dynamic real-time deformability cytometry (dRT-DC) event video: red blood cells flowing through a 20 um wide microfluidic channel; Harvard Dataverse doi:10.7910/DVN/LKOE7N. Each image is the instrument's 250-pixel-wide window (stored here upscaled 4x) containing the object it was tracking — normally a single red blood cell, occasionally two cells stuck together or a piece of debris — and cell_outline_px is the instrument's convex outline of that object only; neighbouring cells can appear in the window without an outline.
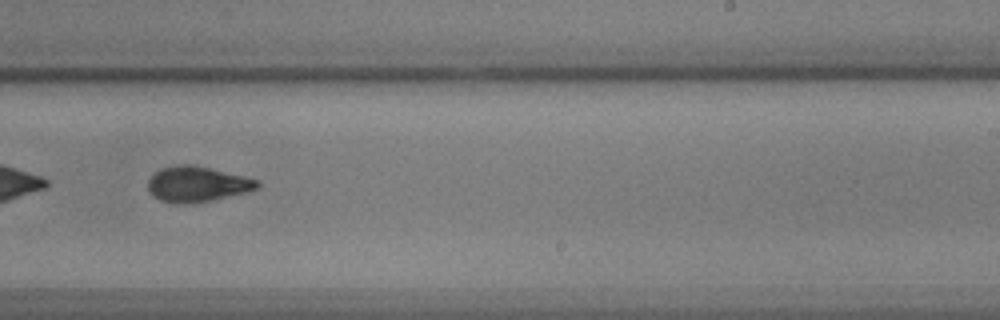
{"species": "common noctule bat (a hibernating species)", "species_latin": "Nyctalus noctula", "temperature_condition": "warm", "stored_images_in_passage": 33, "camera_frame_rate_fps": 3000, "um_per_image_px": 0.085, "animal": {"sex": "male", "body_mass_g": 17.9, "forearm_length_mm": 54.2}, "frame": {"image": 1, "passage_image": 22, "time_ms": 7.0, "image_size_px": [1000, 320], "cell_outline_px": [[260, 184], [256, 188], [244, 192], [212, 200], [188, 204], [180, 204], [160, 200], [152, 196], [148, 192], [148, 180], [160, 168], [180, 164], [188, 164], [208, 168], [244, 176], [260, 180]], "centroid_in_image_um": [16.71, 15.66], "position_along_channel_um": 272.3, "area_um2": 22.37}}